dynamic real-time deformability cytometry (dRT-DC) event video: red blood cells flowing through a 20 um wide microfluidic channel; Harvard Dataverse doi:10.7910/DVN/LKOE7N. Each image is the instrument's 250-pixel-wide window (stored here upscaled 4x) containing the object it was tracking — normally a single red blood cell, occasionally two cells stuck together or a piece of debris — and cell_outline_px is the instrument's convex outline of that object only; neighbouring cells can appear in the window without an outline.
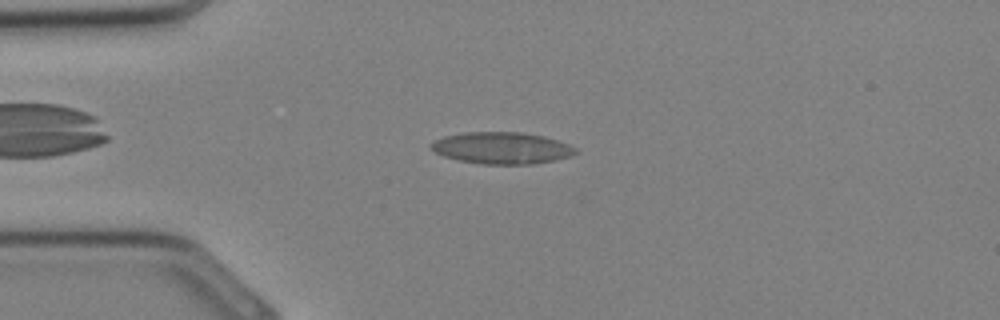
{"species": "Egyptian fruit bat (a non-hibernating species)", "species_latin": "Rousettus aegyptiacus", "temperature_condition": "cold", "stored_images_in_passage": 30, "camera_frame_rate_fps": 3000, "um_per_image_px": 0.085, "animal": {"sex": "female"}, "frame": {"image": 1, "passage_image": 5, "time_ms": 1.333, "image_size_px": [1000, 320], "cell_outline_px": [[576, 152], [572, 156], [556, 160], [536, 164], [484, 164], [460, 160], [444, 156], [436, 152], [432, 148], [432, 144], [436, 140], [444, 136], [464, 132], [524, 132], [544, 136], [568, 144], [576, 148]], "centroid_in_image_um": [42.7, 12.58], "position_along_channel_um": 42.3, "area_um2": 26.59}}
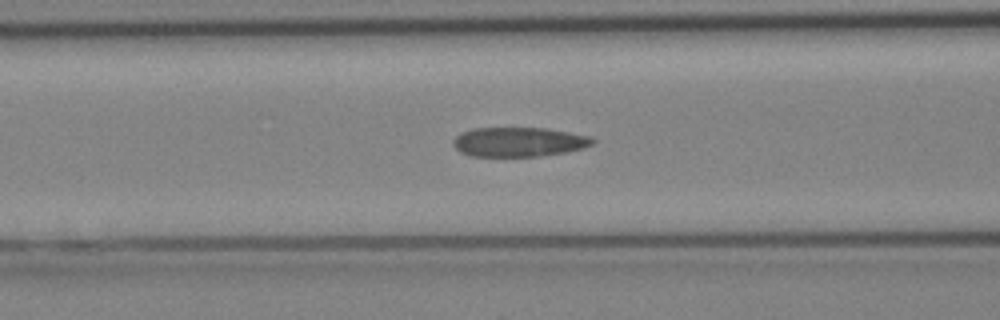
{"frame": {"image": 2, "passage_image": 10, "time_ms": 3.0, "image_size_px": [1000, 320], "cell_outline_px": [[596, 140], [592, 144], [580, 148], [564, 152], [536, 156], [472, 156], [460, 152], [452, 144], [452, 140], [460, 132], [472, 128], [544, 128], [592, 136]], "centroid_in_image_um": [44.05, 12.05], "position_along_channel_um": 122.5, "area_um2": 23.81}}
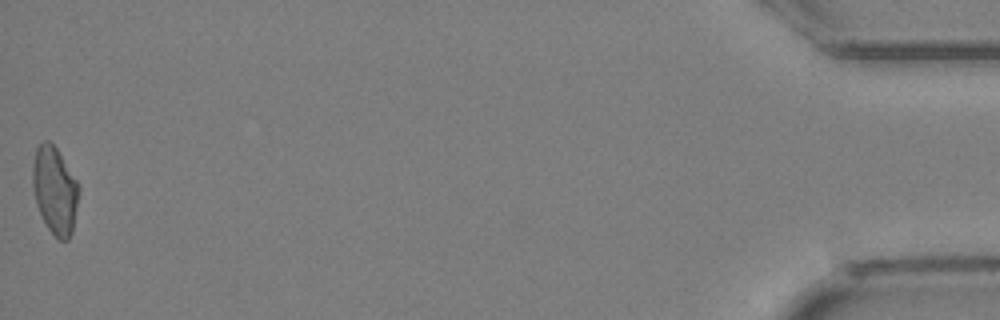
{"frame": {"image": 3, "passage_image": 30, "time_ms": 9.667, "image_size_px": [1000, 320], "cell_outline_px": [[80, 192], [72, 232], [68, 240], [60, 240], [48, 228], [36, 204], [32, 184], [32, 168], [36, 148], [44, 140], [48, 140], [56, 148], [76, 180], [80, 188]], "centroid_in_image_um": [4.66, 16.18], "position_along_channel_um": 430.5, "area_um2": 23.29}}